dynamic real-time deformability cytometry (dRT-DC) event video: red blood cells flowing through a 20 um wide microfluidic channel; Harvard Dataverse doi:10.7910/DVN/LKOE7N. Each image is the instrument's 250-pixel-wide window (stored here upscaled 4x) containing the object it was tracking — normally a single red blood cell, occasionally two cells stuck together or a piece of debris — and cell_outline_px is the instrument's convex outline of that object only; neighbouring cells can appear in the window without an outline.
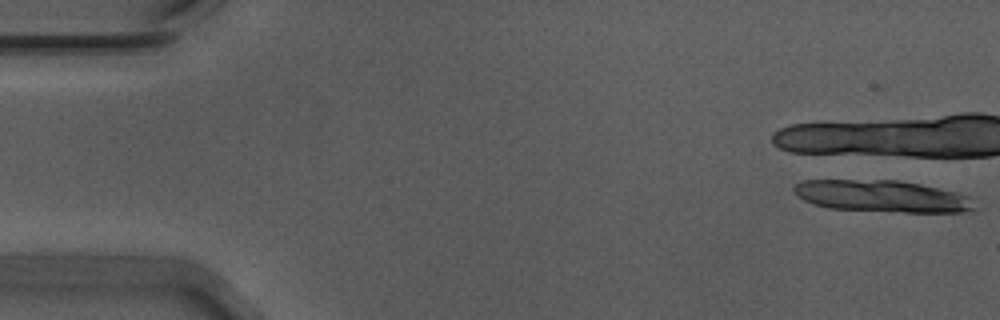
{"species": "Egyptian fruit bat (a non-hibernating species)", "species_latin": "Rousettus aegyptiacus", "temperature_condition": "warm", "stored_images_in_passage": 17, "camera_frame_rate_fps": 3000, "um_per_image_px": 0.085, "animal": {"sex": "male"}, "frame": {"image": 1, "passage_image": 1, "time_ms": 0.0, "image_size_px": [1000, 320], "cell_outline_px": [[976, 208], [960, 212], [892, 212], [828, 208], [804, 200], [792, 188], [796, 184], [804, 180], [896, 180], [920, 184], [956, 192], [968, 196]], "centroid_in_image_um": [74.97, 16.68], "position_along_channel_um": 10.0, "area_um2": 33.23}}